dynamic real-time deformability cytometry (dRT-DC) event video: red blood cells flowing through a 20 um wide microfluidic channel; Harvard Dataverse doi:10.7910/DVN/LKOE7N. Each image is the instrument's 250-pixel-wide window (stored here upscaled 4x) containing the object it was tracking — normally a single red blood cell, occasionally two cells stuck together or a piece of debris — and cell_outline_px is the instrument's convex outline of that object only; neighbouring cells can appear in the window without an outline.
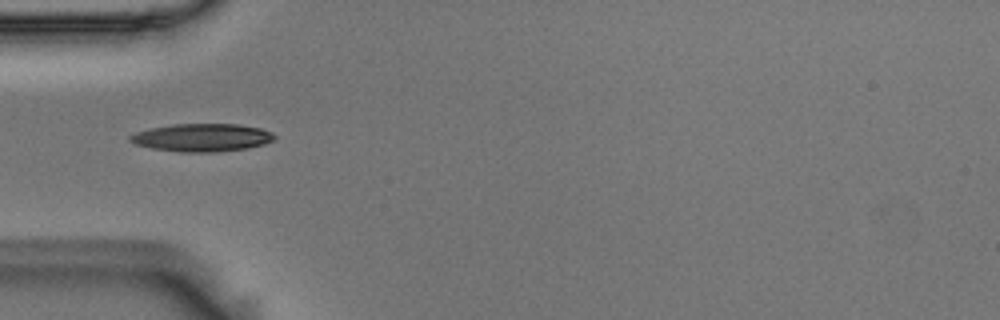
{"species": "Egyptian fruit bat (a non-hibernating species)", "species_latin": "Rousettus aegyptiacus", "temperature_condition": "room temperature", "stored_images_in_passage": 6, "camera_frame_rate_fps": 3000, "um_per_image_px": 0.085, "animal": {"sex": "male"}, "frame": {"image": 1, "passage_image": 1, "time_ms": 0.0, "image_size_px": [1000, 320], "cell_outline_px": [[276, 136], [272, 140], [264, 144], [248, 148], [216, 152], [180, 152], [152, 148], [136, 144], [128, 140], [128, 136], [136, 132], [152, 128], [172, 124], [236, 124], [260, 128], [272, 132]], "centroid_in_image_um": [17.16, 11.69], "position_along_channel_um": 67.8, "area_um2": 23.41}}
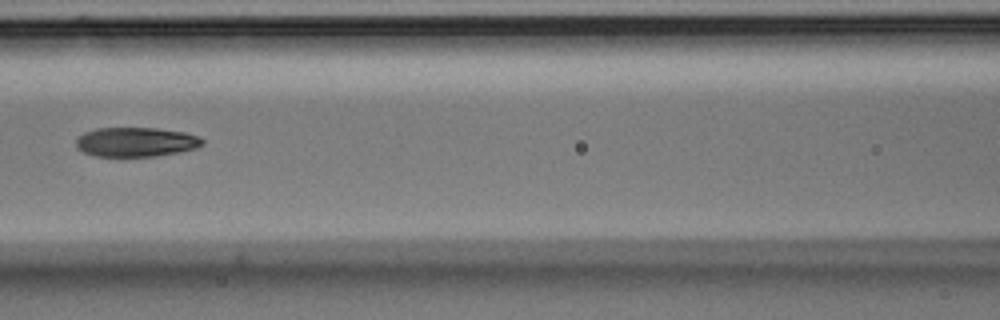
{"frame": {"image": 2, "passage_image": 3, "time_ms": 0.667, "image_size_px": [1000, 320], "cell_outline_px": [[204, 144], [196, 148], [156, 156], [96, 156], [84, 152], [76, 148], [76, 140], [84, 132], [96, 128], [156, 128], [184, 132], [196, 136], [204, 140]], "centroid_in_image_um": [11.54, 12.06], "position_along_channel_um": 155.1, "area_um2": 21.5}}
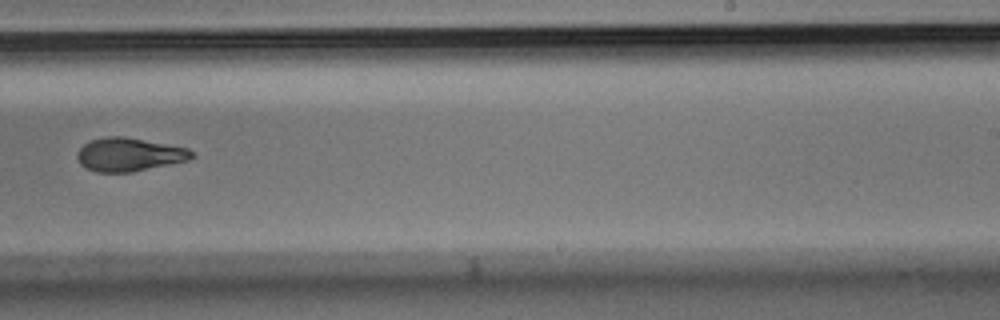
{"frame": {"image": 3, "passage_image": 6, "time_ms": 1.667, "image_size_px": [1000, 320], "cell_outline_px": [[196, 156], [188, 160], [132, 172], [96, 172], [80, 164], [76, 156], [80, 148], [88, 140], [108, 136], [124, 136], [188, 148], [196, 152]], "centroid_in_image_um": [10.99, 13.13], "position_along_channel_um": 278.0, "area_um2": 22.37}}